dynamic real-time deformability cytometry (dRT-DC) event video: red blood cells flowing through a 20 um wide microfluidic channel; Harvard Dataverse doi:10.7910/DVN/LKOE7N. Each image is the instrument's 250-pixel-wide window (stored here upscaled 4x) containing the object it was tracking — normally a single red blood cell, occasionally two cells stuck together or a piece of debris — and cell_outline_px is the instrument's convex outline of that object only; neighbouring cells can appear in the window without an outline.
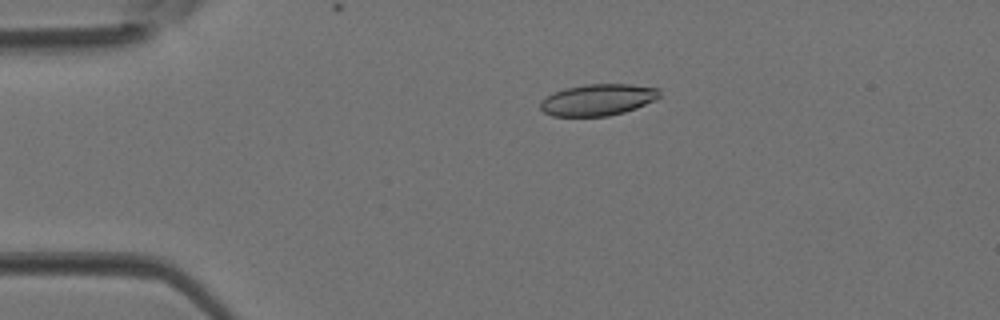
{"species": "Egyptian fruit bat (a non-hibernating species)", "species_latin": "Rousettus aegyptiacus", "temperature_condition": "room temperature", "stored_images_in_passage": 5, "camera_frame_rate_fps": 3000, "um_per_image_px": 0.085, "animal": {"sex": "female"}, "frame": {"image": 1, "passage_image": 3, "time_ms": 0.667, "image_size_px": [1000, 320], "cell_outline_px": [[660, 96], [656, 100], [636, 108], [624, 112], [608, 116], [552, 116], [544, 112], [540, 108], [540, 100], [552, 92], [564, 88], [588, 84], [632, 84], [660, 88]], "centroid_in_image_um": [50.82, 8.47], "position_along_channel_um": 34.2, "area_um2": 22.14}}
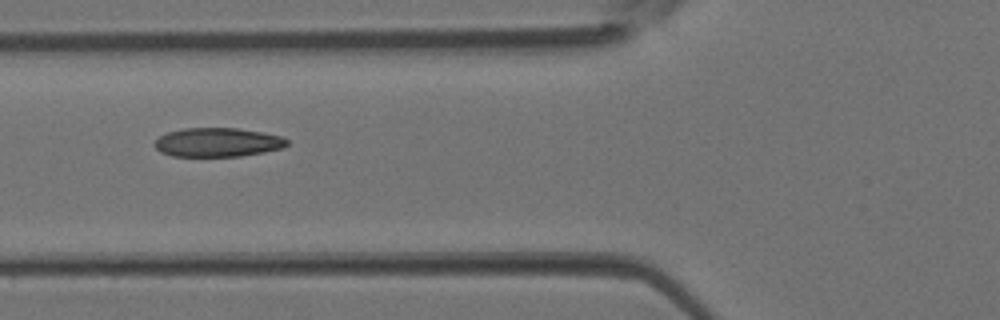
{"frame": {"image": 2, "passage_image": 5, "time_ms": 1.333, "image_size_px": [1000, 320], "cell_outline_px": [[288, 144], [284, 148], [264, 152], [240, 156], [172, 156], [160, 152], [156, 148], [156, 140], [160, 136], [168, 132], [184, 128], [236, 128], [264, 132], [284, 136], [288, 140]], "centroid_in_image_um": [18.56, 12.09], "position_along_channel_um": 107.2, "area_um2": 22.43}}